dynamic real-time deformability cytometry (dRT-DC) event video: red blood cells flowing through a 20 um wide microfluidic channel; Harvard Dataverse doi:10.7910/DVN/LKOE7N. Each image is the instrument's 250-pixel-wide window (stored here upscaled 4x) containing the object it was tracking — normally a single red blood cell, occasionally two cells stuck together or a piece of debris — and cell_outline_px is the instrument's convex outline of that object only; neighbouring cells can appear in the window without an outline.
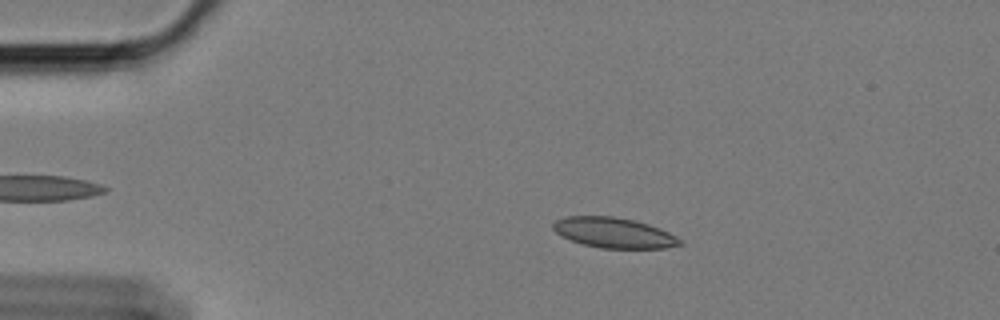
{"species": "Egyptian fruit bat (a non-hibernating species)", "species_latin": "Rousettus aegyptiacus", "temperature_condition": "cold", "stored_images_in_passage": 51, "camera_frame_rate_fps": 3000, "um_per_image_px": 0.085, "animal": {"sex": "female"}, "frame": {"image": 1, "passage_image": 11, "time_ms": 3.333, "image_size_px": [1000, 320], "cell_outline_px": [[684, 244], [668, 248], [600, 248], [584, 244], [560, 236], [552, 228], [552, 224], [556, 220], [568, 216], [612, 216], [632, 220], [648, 224], [668, 232], [676, 236]], "centroid_in_image_um": [52.17, 19.79], "position_along_channel_um": 32.8, "area_um2": 22.25}}
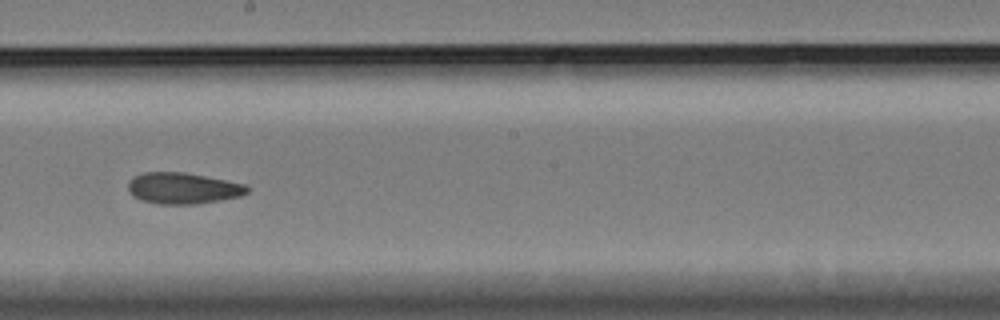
{"frame": {"image": 2, "passage_image": 33, "time_ms": 10.667, "image_size_px": [1000, 320], "cell_outline_px": [[248, 192], [240, 196], [220, 200], [196, 204], [156, 204], [140, 200], [132, 196], [128, 188], [128, 180], [132, 176], [144, 172], [184, 172], [244, 184], [248, 188]], "centroid_in_image_um": [15.48, 16.0], "position_along_channel_um": 232.7, "area_um2": 21.68}}
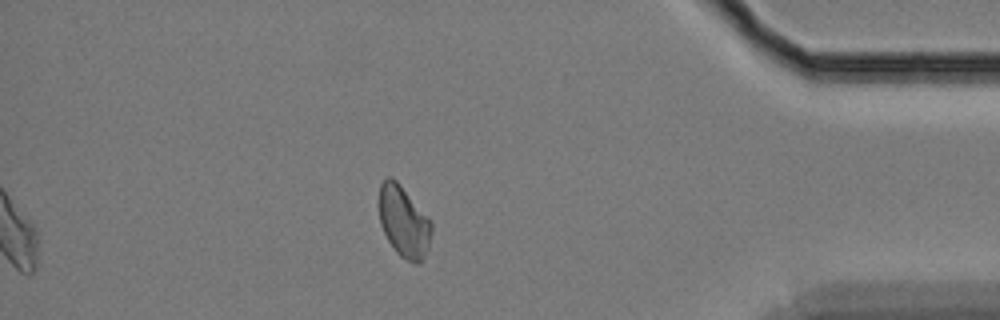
{"frame": {"image": 3, "passage_image": 51, "time_ms": 16.667, "image_size_px": [1000, 320], "cell_outline_px": [[432, 232], [428, 248], [424, 256], [416, 264], [400, 256], [396, 252], [388, 240], [380, 224], [380, 184], [388, 176], [392, 176], [400, 184], [432, 220]], "centroid_in_image_um": [34.34, 18.82], "position_along_channel_um": 400.9, "area_um2": 21.68}, "authors_computed_cell_mechanics": {"area_um2": 21.9062, "velocity_mm_per_s": 3.3723, "shape_relaxation_time_tau1_ms": null, "shape_relaxation_time_tau2_ms": 8.6052, "deformation_change_tau1": null, "deformation_change_tau2": 0.1286}}